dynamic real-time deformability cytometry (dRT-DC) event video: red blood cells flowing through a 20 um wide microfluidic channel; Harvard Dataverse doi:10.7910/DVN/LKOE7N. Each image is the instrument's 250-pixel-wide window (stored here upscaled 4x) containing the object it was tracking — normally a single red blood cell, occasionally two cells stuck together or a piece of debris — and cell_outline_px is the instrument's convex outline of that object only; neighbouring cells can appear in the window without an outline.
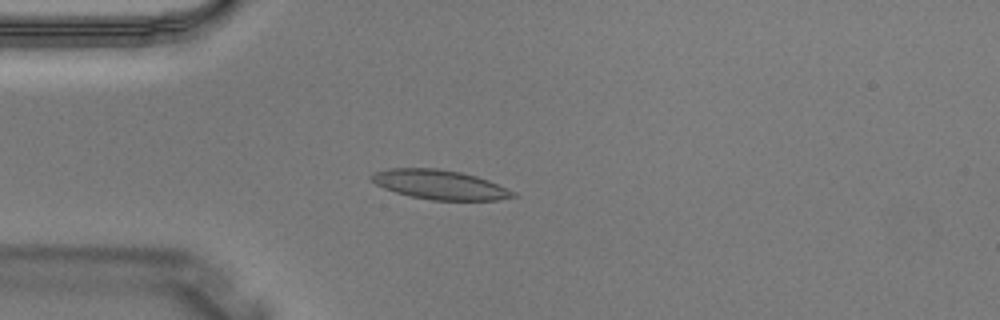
{"species": "Egyptian fruit bat (a non-hibernating species)", "species_latin": "Rousettus aegyptiacus", "temperature_condition": "warm", "stored_images_in_passage": 2, "camera_frame_rate_fps": 3000, "um_per_image_px": 0.085, "animal": {"sex": "male"}, "frame": {"image": 1, "passage_image": 2, "time_ms": 0.333, "image_size_px": [1000, 320], "cell_outline_px": [[520, 196], [496, 200], [432, 200], [412, 196], [396, 192], [384, 188], [376, 184], [368, 176], [372, 172], [388, 168], [440, 168], [460, 172], [476, 176], [488, 180], [516, 192]], "centroid_in_image_um": [37.38, 15.69], "position_along_channel_um": 47.6, "area_um2": 24.33}}